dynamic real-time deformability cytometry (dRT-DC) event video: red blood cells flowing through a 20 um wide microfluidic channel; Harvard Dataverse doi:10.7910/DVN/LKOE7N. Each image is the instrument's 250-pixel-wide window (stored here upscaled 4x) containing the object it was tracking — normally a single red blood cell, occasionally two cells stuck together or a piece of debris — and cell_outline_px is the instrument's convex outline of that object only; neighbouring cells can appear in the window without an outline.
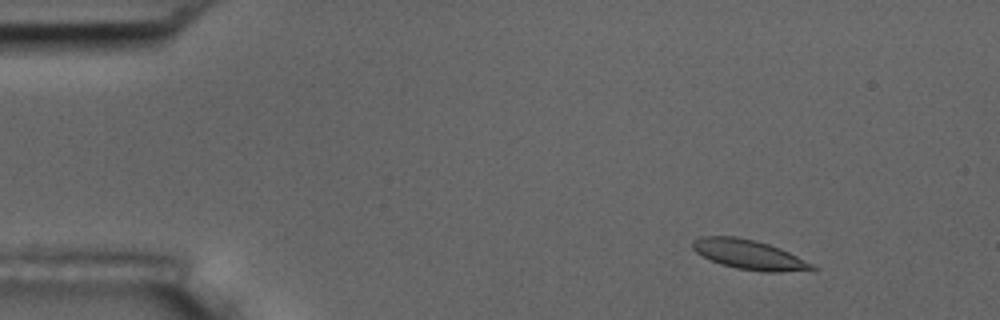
{"species": "common noctule bat (a hibernating species)", "species_latin": "Nyctalus noctula", "temperature_condition": "room temperature", "stored_images_in_passage": 5, "camera_frame_rate_fps": 3000, "um_per_image_px": 0.085, "animal": {"sex": "male", "body_mass_g": 17.5, "forearm_length_mm": 52.3}, "frame": {"image": 1, "passage_image": 2, "time_ms": 1.333, "image_size_px": [1000, 320], "cell_outline_px": [[816, 268], [812, 272], [760, 272], [736, 268], [720, 264], [696, 252], [692, 248], [692, 240], [700, 236], [736, 236], [756, 240], [780, 248], [812, 264]], "centroid_in_image_um": [63.69, 21.65], "position_along_channel_um": 21.3, "area_um2": 20.81}}
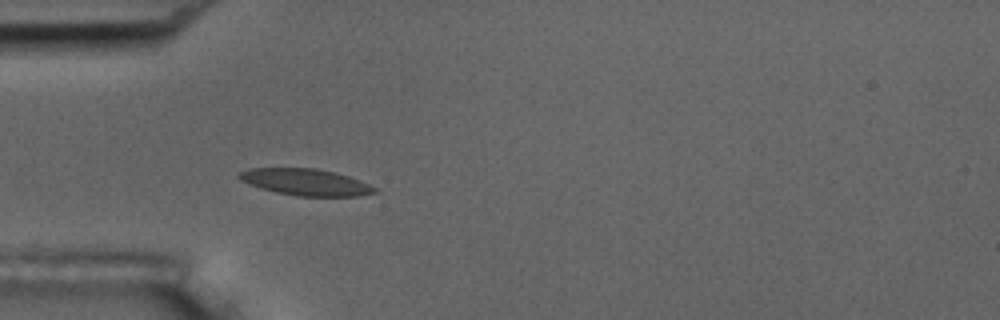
{"frame": {"image": 2, "passage_image": 5, "time_ms": 4.667, "image_size_px": [1000, 320], "cell_outline_px": [[376, 192], [360, 196], [296, 196], [276, 192], [260, 188], [248, 184], [240, 180], [236, 176], [240, 172], [248, 168], [316, 168], [336, 172], [348, 176], [368, 184], [376, 188]], "centroid_in_image_um": [25.94, 15.47], "position_along_channel_um": 59.1, "area_um2": 21.04}}